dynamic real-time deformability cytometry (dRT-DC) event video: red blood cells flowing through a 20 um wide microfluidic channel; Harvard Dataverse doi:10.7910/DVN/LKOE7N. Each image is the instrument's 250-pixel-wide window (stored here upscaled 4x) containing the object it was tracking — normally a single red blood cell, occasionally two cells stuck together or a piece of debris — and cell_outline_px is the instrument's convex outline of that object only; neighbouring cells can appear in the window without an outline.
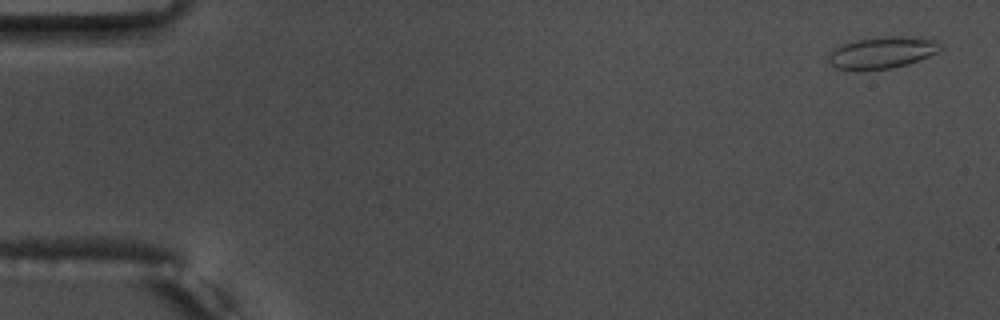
{"species": "common noctule bat (a hibernating species)", "species_latin": "Nyctalus noctula", "temperature_condition": "warm", "stored_images_in_passage": 55, "camera_frame_rate_fps": 3000, "um_per_image_px": 0.085, "animal": {"sex": "male", "body_mass_g": 17.5, "forearm_length_mm": 52.3}, "frame": {"image": 1, "passage_image": 2, "time_ms": 0.333, "image_size_px": [1000, 320], "cell_outline_px": [[944, 48], [920, 60], [908, 64], [888, 68], [836, 68], [828, 60], [828, 56], [836, 48], [844, 44], [856, 40], [884, 36], [908, 36], [936, 40]], "centroid_in_image_um": [75.06, 4.43], "position_along_channel_um": 9.9, "area_um2": 20.06}}
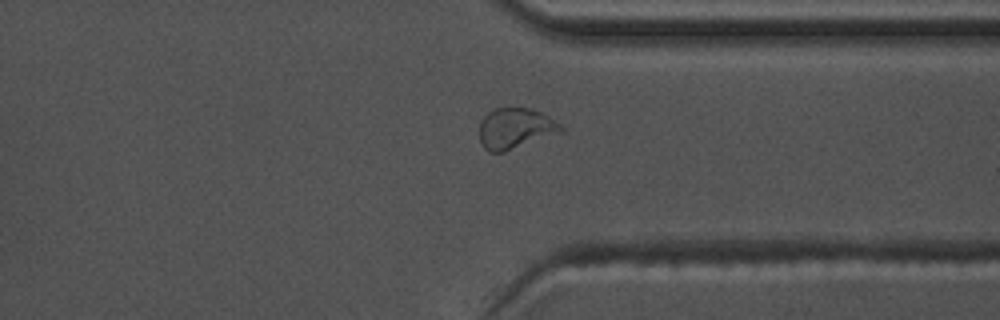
{"frame": {"image": 2, "passage_image": 42, "time_ms": 13.667, "image_size_px": [1000, 320], "cell_outline_px": [[564, 128], [560, 132], [504, 152], [488, 152], [480, 144], [480, 120], [488, 112], [496, 108], [516, 104], [540, 112], [548, 116], [560, 124]], "centroid_in_image_um": [43.75, 10.87], "position_along_channel_um": 367.6, "area_um2": 19.59}}
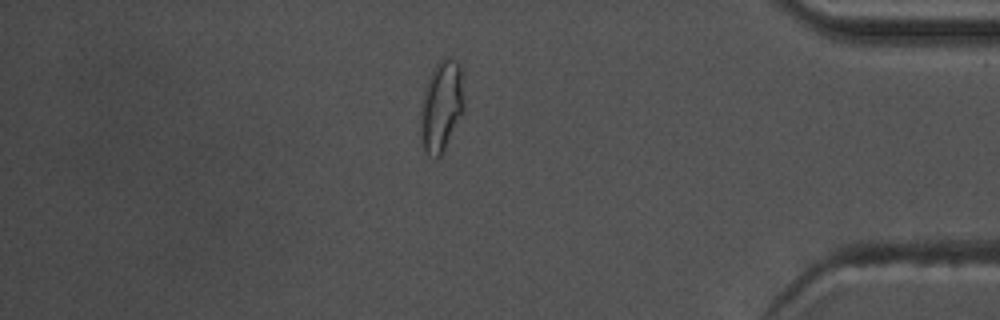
{"frame": {"image": 3, "passage_image": 47, "time_ms": 15.333, "image_size_px": [1000, 320], "cell_outline_px": [[464, 112], [440, 156], [436, 160], [424, 148], [420, 136], [420, 112], [424, 92], [428, 80], [436, 64], [444, 56], [456, 64], [460, 68], [464, 104]], "centroid_in_image_um": [37.51, 9.07], "position_along_channel_um": 397.7, "area_um2": 22.6}, "authors_computed_cell_mechanics": {"area_um2": 18.496, "velocity_mm_per_s": 3.7311, "shape_relaxation_time_tau1_ms": null, "shape_relaxation_time_tau2_ms": 0.728, "deformation_change_tau1": null, "deformation_change_tau2": 0.0579}}